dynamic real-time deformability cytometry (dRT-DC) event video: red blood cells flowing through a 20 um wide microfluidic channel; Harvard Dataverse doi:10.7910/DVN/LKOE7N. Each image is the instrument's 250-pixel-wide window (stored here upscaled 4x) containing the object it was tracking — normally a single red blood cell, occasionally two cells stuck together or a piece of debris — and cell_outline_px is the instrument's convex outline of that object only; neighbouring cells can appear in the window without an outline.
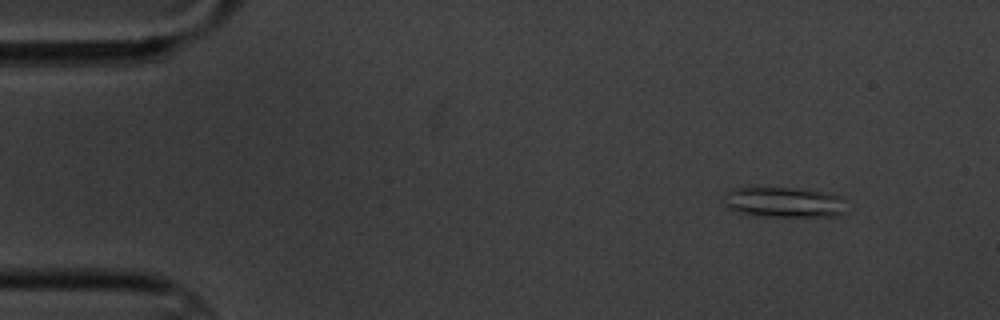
{"species": "common noctule bat (a hibernating species)", "species_latin": "Nyctalus noctula", "temperature_condition": "cold", "stored_images_in_passage": 4, "camera_frame_rate_fps": 3000, "um_per_image_px": 0.085, "animal": {"sex": "male", "body_mass_g": 20.1, "forearm_length_mm": 53.5}, "frame": {"image": 1, "passage_image": 1, "time_ms": 0.0, "image_size_px": [1000, 320], "cell_outline_px": [[844, 212], [836, 216], [760, 216], [740, 212], [728, 208], [724, 204], [724, 192], [732, 188], [800, 188], [828, 192], [840, 196], [844, 200]], "centroid_in_image_um": [66.63, 17.18], "position_along_channel_um": 18.4, "area_um2": 21.73}}